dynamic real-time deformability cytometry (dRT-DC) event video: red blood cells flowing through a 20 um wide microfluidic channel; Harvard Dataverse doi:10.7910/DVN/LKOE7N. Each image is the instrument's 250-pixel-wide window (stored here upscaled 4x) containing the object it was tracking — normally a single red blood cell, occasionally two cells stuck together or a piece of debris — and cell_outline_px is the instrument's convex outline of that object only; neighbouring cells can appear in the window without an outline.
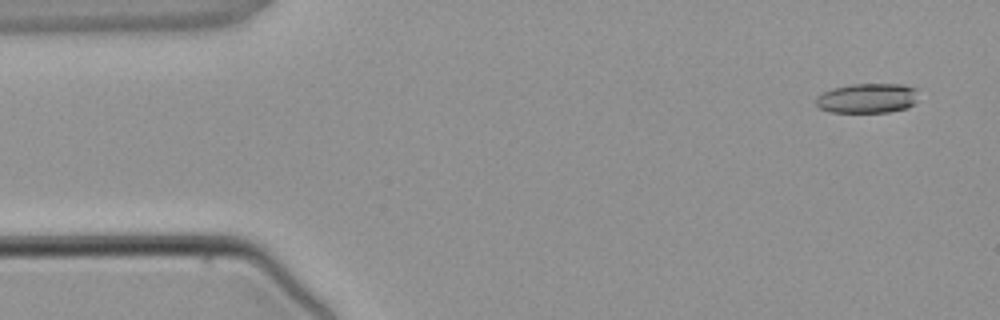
{"species": "common noctule bat (a hibernating species)", "species_latin": "Nyctalus noctula", "temperature_condition": "warm", "stored_images_in_passage": 3, "camera_frame_rate_fps": 3000, "um_per_image_px": 0.085, "animal": {"sex": "male", "body_mass_g": 21.5, "forearm_length_mm": 52.0}, "frame": {"image": 1, "passage_image": 1, "time_ms": 0.0, "image_size_px": [1000, 320], "cell_outline_px": [[920, 88], [916, 100], [908, 108], [888, 112], [828, 112], [820, 108], [816, 104], [816, 96], [832, 88], [852, 84], [904, 84]], "centroid_in_image_um": [73.77, 8.34], "position_along_channel_um": 11.2, "area_um2": 18.03}}
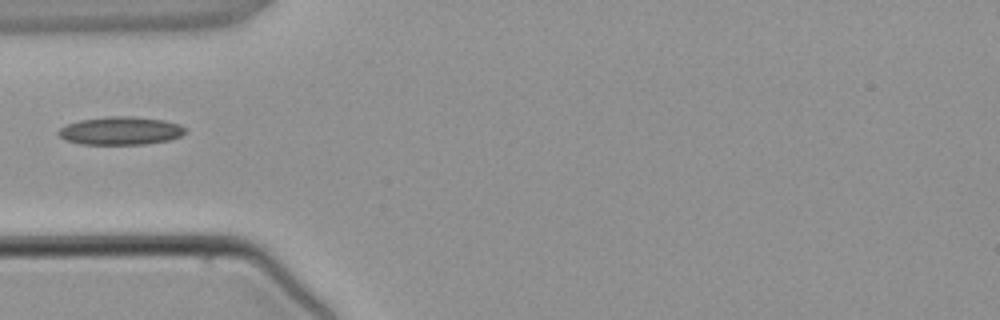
{"frame": {"image": 2, "passage_image": 3, "time_ms": 3.667, "image_size_px": [1000, 320], "cell_outline_px": [[188, 128], [180, 136], [168, 140], [144, 144], [80, 144], [64, 140], [56, 132], [60, 128], [68, 124], [80, 120], [108, 116], [132, 116], [164, 120], [180, 124]], "centroid_in_image_um": [10.25, 11.11], "position_along_channel_um": 74.8, "area_um2": 20.81}}